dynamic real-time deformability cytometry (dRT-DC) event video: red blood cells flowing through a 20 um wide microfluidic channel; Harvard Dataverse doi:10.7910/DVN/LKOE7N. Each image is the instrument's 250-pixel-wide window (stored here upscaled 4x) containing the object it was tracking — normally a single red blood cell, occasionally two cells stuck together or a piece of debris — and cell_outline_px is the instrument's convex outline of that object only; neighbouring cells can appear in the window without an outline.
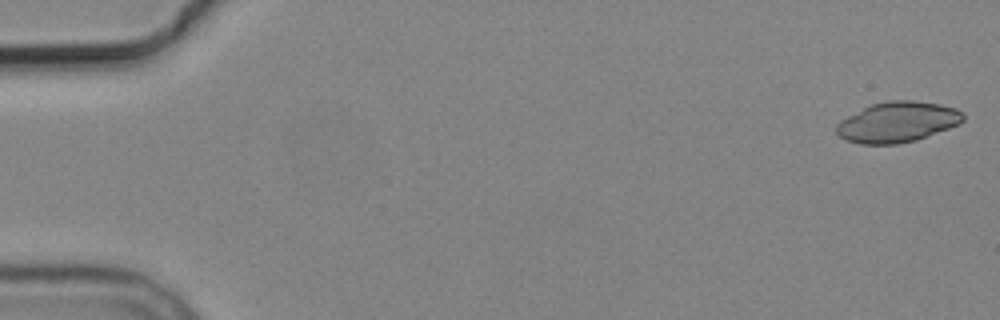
{"species": "common noctule bat (a hibernating species)", "species_latin": "Nyctalus noctula", "temperature_condition": "cold", "stored_images_in_passage": 6, "camera_frame_rate_fps": 3000, "um_per_image_px": 0.085, "animal": {"sex": "male", "body_mass_g": 19.2, "forearm_length_mm": 51.8}, "frame": {"image": 1, "passage_image": 1, "time_ms": 0.0, "image_size_px": [1000, 320], "cell_outline_px": [[964, 120], [960, 124], [916, 140], [896, 144], [860, 144], [844, 140], [836, 132], [836, 124], [840, 120], [872, 104], [888, 100], [912, 100], [940, 104], [956, 108], [964, 112]], "centroid_in_image_um": [76.3, 10.37], "position_along_channel_um": 8.7, "area_um2": 29.94}}